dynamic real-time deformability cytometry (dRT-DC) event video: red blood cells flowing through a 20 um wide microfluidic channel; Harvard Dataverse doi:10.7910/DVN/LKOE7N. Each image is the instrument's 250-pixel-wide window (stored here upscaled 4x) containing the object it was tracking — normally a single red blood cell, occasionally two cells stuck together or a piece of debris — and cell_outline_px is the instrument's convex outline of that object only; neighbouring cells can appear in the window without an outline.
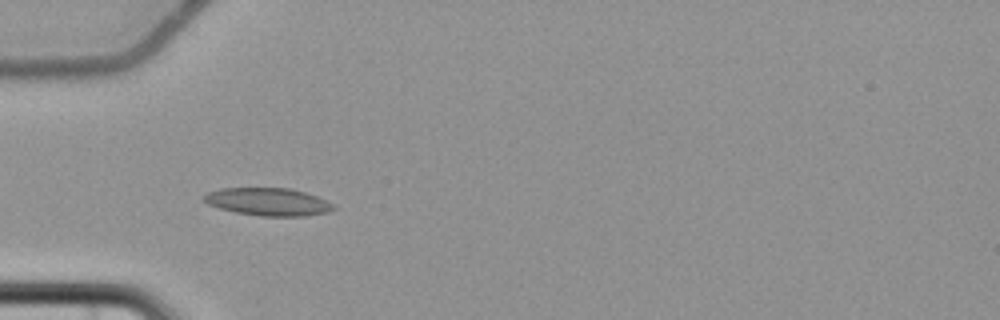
{"species": "common noctule bat (a hibernating species)", "species_latin": "Nyctalus noctula", "temperature_condition": "cold", "stored_images_in_passage": 8, "camera_frame_rate_fps": 3000, "um_per_image_px": 0.085, "animal": {"sex": "female", "body_mass_g": 22.7, "forearm_length_mm": 54.2}, "frame": {"image": 1, "passage_image": 6, "time_ms": 6.333, "image_size_px": [1000, 320], "cell_outline_px": [[336, 208], [328, 212], [304, 216], [260, 216], [236, 212], [220, 208], [208, 204], [204, 200], [204, 196], [208, 192], [220, 188], [292, 188], [316, 196], [332, 204]], "centroid_in_image_um": [22.79, 17.15], "position_along_channel_um": 62.2, "area_um2": 20.75}}
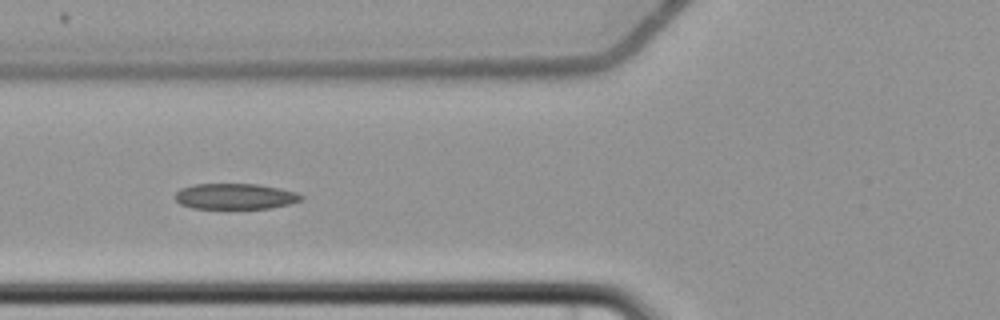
{"frame": {"image": 2, "passage_image": 7, "time_ms": 7.667, "image_size_px": [1000, 320], "cell_outline_px": [[304, 200], [288, 204], [268, 208], [192, 208], [180, 204], [176, 200], [176, 192], [180, 188], [192, 184], [256, 184], [280, 188], [296, 192], [304, 196]], "centroid_in_image_um": [19.99, 16.68], "position_along_channel_um": 105.8, "area_um2": 18.9}}
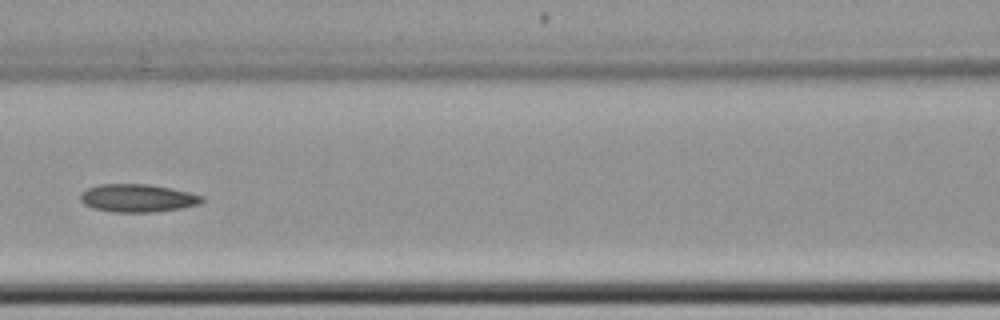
{"frame": {"image": 3, "passage_image": 8, "time_ms": 9.0, "image_size_px": [1000, 320], "cell_outline_px": [[204, 200], [200, 204], [180, 208], [152, 212], [112, 212], [92, 208], [84, 204], [80, 200], [80, 192], [88, 188], [100, 184], [148, 184], [188, 192], [204, 196]], "centroid_in_image_um": [11.66, 16.84], "position_along_channel_um": 154.9, "area_um2": 19.77}}